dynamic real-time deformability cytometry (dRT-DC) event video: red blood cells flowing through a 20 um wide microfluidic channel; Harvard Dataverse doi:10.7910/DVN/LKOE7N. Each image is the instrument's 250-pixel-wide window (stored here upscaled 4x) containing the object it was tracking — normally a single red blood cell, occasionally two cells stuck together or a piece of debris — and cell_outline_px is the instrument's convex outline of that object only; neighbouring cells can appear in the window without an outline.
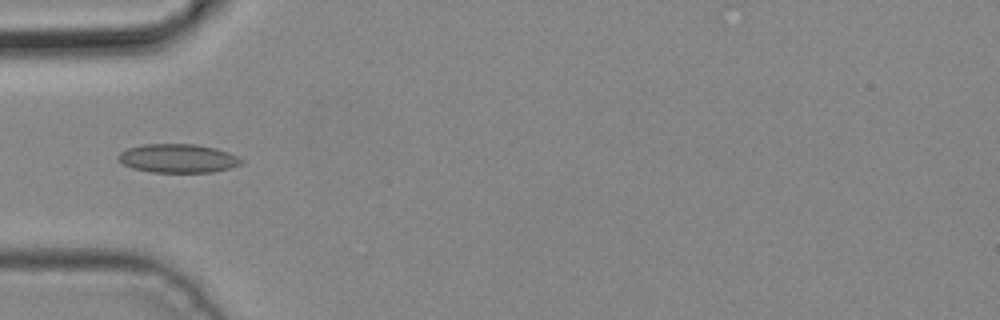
{"species": "common noctule bat (a hibernating species)", "species_latin": "Nyctalus noctula", "temperature_condition": "cold", "stored_images_in_passage": 4, "camera_frame_rate_fps": 3000, "um_per_image_px": 0.085, "animal": {"sex": "male", "body_mass_g": 19.2, "forearm_length_mm": 51.8}, "frame": {"image": 1, "passage_image": 4, "time_ms": 1.0, "image_size_px": [1000, 320], "cell_outline_px": [[244, 160], [240, 164], [232, 168], [212, 172], [152, 172], [132, 168], [124, 164], [116, 156], [120, 152], [128, 148], [144, 144], [196, 144], [216, 148], [228, 152]], "centroid_in_image_um": [15.14, 13.46], "position_along_channel_um": 69.9, "area_um2": 20.58}}